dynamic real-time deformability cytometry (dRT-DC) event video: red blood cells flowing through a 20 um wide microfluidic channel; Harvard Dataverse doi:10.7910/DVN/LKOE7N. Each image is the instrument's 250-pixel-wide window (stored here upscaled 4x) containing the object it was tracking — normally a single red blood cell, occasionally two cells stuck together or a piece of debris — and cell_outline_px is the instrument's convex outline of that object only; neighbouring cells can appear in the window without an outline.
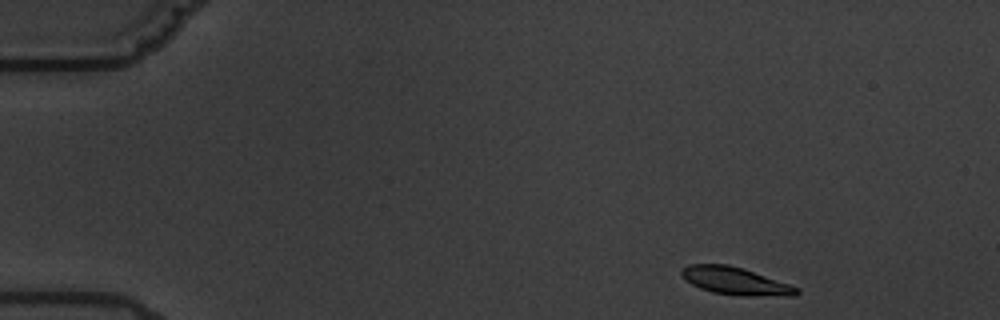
{"species": "common noctule bat (a hibernating species)", "species_latin": "Nyctalus noctula", "temperature_condition": "warm", "stored_images_in_passage": 4, "camera_frame_rate_fps": 3000, "um_per_image_px": 0.085, "animal": {"sex": "male", "body_mass_g": 19.5, "forearm_length_mm": 54.6}, "frame": {"image": 1, "passage_image": 1, "time_ms": 0.0, "image_size_px": [1000, 320], "cell_outline_px": [[800, 292], [796, 296], [740, 296], [712, 292], [700, 288], [692, 284], [680, 272], [680, 268], [688, 264], [728, 264], [744, 268], [800, 288]], "centroid_in_image_um": [62.54, 23.89], "position_along_channel_um": 22.5, "area_um2": 18.61}}